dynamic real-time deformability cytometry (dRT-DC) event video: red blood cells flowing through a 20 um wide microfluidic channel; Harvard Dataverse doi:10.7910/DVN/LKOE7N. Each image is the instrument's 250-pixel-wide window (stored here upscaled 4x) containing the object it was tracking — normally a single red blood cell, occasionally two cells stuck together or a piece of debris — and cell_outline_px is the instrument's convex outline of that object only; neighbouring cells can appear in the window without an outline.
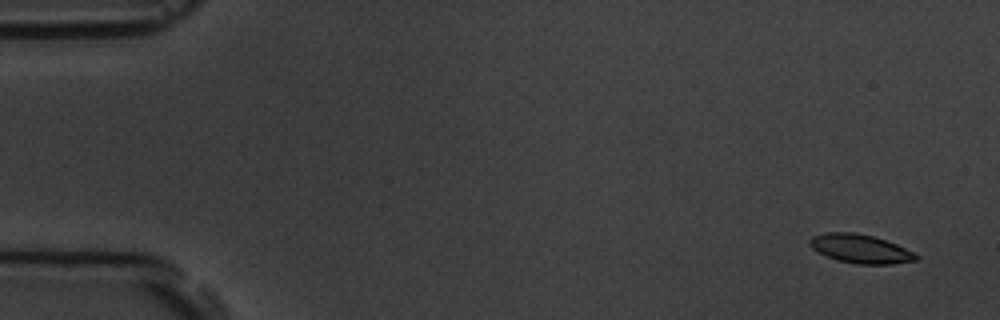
{"species": "common noctule bat (a hibernating species)", "species_latin": "Nyctalus noctula", "temperature_condition": "room temperature", "stored_images_in_passage": 4, "camera_frame_rate_fps": 3000, "um_per_image_px": 0.085, "animal": {"sex": "male", "body_mass_g": 19.5, "forearm_length_mm": 54.6}, "frame": {"image": 1, "passage_image": 1, "time_ms": 0.0, "image_size_px": [1000, 320], "cell_outline_px": [[920, 256], [916, 260], [892, 264], [856, 264], [836, 260], [812, 248], [808, 244], [808, 240], [812, 236], [828, 232], [852, 232], [872, 236], [896, 244]], "centroid_in_image_um": [73.11, 21.15], "position_along_channel_um": 11.9, "area_um2": 17.63}}
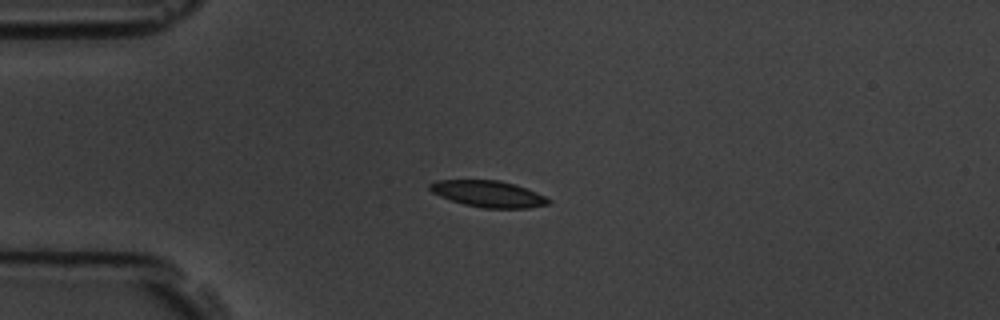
{"frame": {"image": 2, "passage_image": 4, "time_ms": 3.667, "image_size_px": [1000, 320], "cell_outline_px": [[552, 200], [548, 204], [528, 208], [484, 208], [464, 204], [440, 196], [432, 192], [428, 188], [428, 184], [436, 180], [500, 180], [516, 184], [536, 192]], "centroid_in_image_um": [41.5, 16.47], "position_along_channel_um": 43.5, "area_um2": 18.26}}